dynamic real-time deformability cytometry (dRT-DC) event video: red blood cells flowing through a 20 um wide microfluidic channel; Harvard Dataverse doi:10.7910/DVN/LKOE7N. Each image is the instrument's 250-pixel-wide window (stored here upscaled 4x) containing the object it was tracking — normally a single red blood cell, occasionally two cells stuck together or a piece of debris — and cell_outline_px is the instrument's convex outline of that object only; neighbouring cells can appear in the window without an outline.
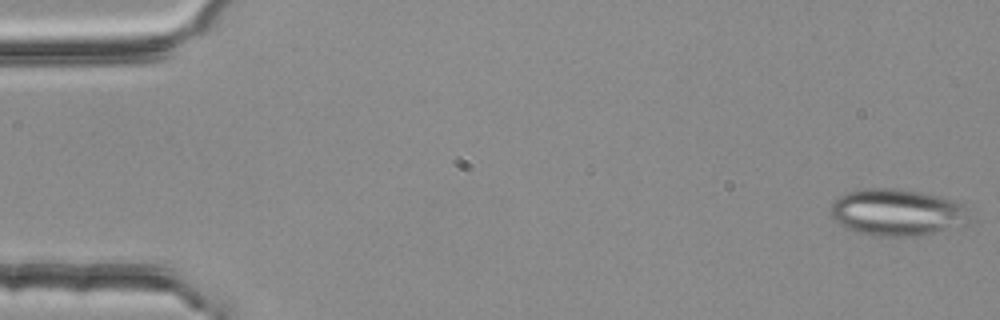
{"species": "common noctule bat (a hibernating species)", "species_latin": "Nyctalus noctula", "temperature_condition": "room temperature", "stored_images_in_passage": 5, "camera_frame_rate_fps": 3000, "um_per_image_px": 0.085, "animal": {"sex": "female", "body_mass_g": 25.1}, "frame": {"image": 1, "passage_image": 1, "time_ms": 0.0, "image_size_px": [1000, 320], "cell_outline_px": [[972, 220], [968, 224], [940, 232], [916, 236], [872, 236], [844, 228], [832, 216], [832, 200], [848, 192], [864, 188], [896, 188], [920, 192], [940, 196], [964, 204], [972, 208]], "centroid_in_image_um": [76.36, 18.06], "position_along_channel_um": 8.6, "area_um2": 38.67}}